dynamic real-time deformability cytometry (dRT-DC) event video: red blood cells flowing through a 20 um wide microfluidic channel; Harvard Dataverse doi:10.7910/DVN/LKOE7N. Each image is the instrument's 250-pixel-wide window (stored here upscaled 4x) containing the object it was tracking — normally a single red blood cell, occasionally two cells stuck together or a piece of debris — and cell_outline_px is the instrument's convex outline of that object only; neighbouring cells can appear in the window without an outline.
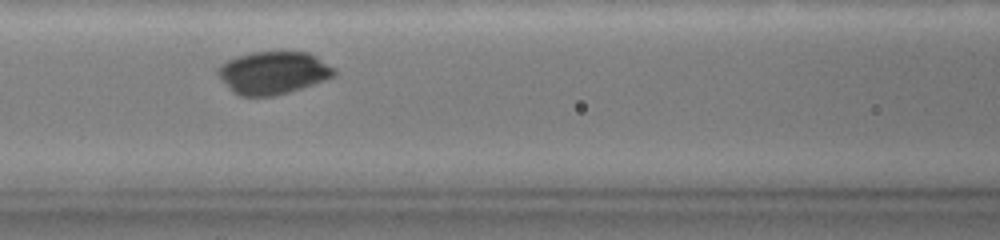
{"species": "common noctule bat (a hibernating species)", "species_latin": "Nyctalus noctula", "temperature_condition": "warm", "stored_images_in_passage": 13, "camera_frame_rate_fps": 3000, "um_per_image_px": 0.085, "animal": {"sex": "female", "body_mass_g": 19.0, "forearm_length_mm": 51.5}, "frame": {"image": 1, "passage_image": 6, "time_ms": 3.0, "image_size_px": [1000, 240], "cell_outline_px": [[336, 72], [332, 76], [324, 80], [284, 92], [268, 96], [244, 96], [236, 92], [216, 72], [216, 68], [220, 64], [236, 56], [252, 52], [308, 52], [316, 56], [336, 68]], "centroid_in_image_um": [23.23, 6.14], "position_along_channel_um": 143.4, "area_um2": 28.09}}
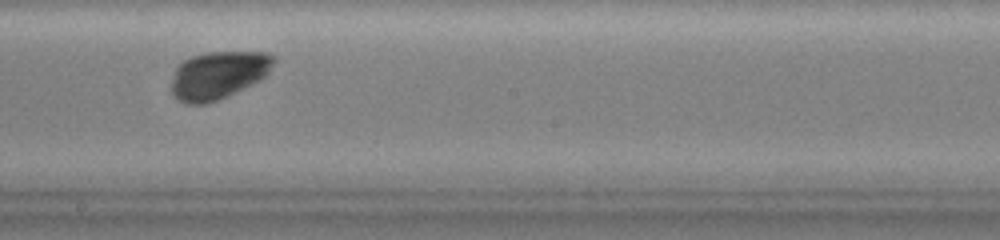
{"frame": {"image": 2, "passage_image": 10, "time_ms": 5.333, "image_size_px": [1000, 240], "cell_outline_px": [[276, 60], [268, 72], [260, 80], [216, 100], [204, 104], [188, 104], [180, 100], [172, 92], [172, 80], [176, 68], [184, 60], [192, 56], [204, 52], [264, 52], [276, 56]], "centroid_in_image_um": [18.57, 6.35], "position_along_channel_um": 229.6, "area_um2": 28.03}}